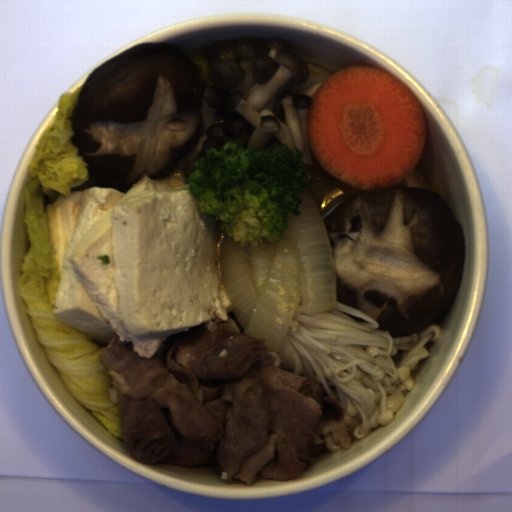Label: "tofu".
Returning <instances> with one entry per match:
<instances>
[{
  "instance_id": "5b9d583a",
  "label": "tofu",
  "mask_w": 512,
  "mask_h": 512,
  "mask_svg": "<svg viewBox=\"0 0 512 512\" xmlns=\"http://www.w3.org/2000/svg\"><path fill=\"white\" fill-rule=\"evenodd\" d=\"M198 204L175 176L61 193L46 206L60 274L52 313L143 358L171 335L227 321L214 219Z\"/></svg>"
}]
</instances>
